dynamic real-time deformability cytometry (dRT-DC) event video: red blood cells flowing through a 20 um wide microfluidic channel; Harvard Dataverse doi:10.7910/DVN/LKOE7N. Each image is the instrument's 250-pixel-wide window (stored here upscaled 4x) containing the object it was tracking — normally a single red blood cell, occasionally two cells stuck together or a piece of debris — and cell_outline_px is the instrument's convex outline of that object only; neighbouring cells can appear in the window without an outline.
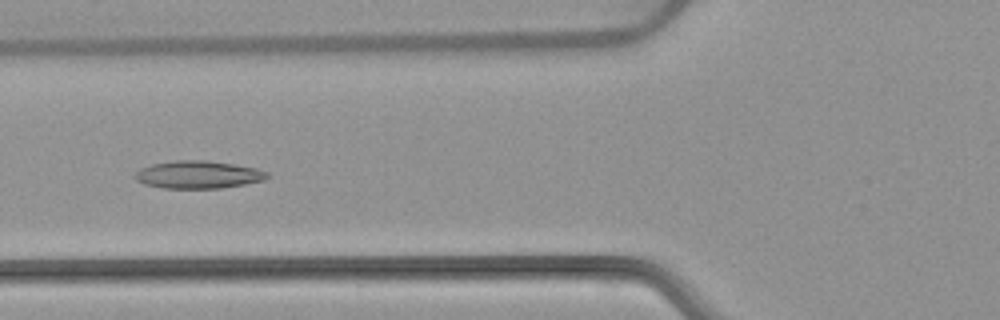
{"species": "common noctule bat (a hibernating species)", "species_latin": "Nyctalus noctula", "temperature_condition": "warm", "stored_images_in_passage": 53, "segment_of_instrument_passage": [1, 2], "camera_frame_rate_fps": 3000, "um_per_image_px": 0.085, "animal": {"sex": "female", "body_mass_g": 22.7, "forearm_length_mm": 54.2}, "frame": {"image": 1, "passage_image": 20, "time_ms": 6.333, "image_size_px": [1000, 320], "cell_outline_px": [[272, 176], [264, 180], [244, 184], [220, 188], [164, 188], [144, 184], [136, 180], [132, 176], [140, 168], [152, 164], [176, 160], [208, 160], [256, 168], [268, 172]], "centroid_in_image_um": [16.84, 14.84], "position_along_channel_um": 109.0, "area_um2": 21.39}}
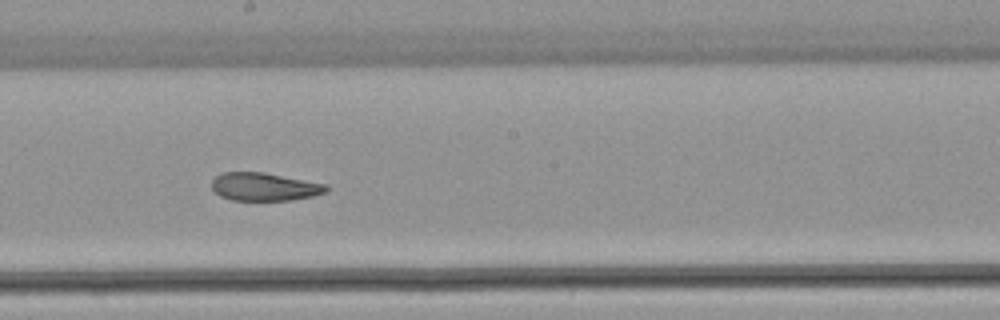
{"frame": {"image": 2, "passage_image": 29, "time_ms": 9.333, "image_size_px": [1000, 320], "cell_outline_px": [[328, 188], [324, 192], [312, 196], [292, 200], [232, 200], [220, 196], [212, 188], [212, 180], [220, 172], [264, 172], [328, 184]], "centroid_in_image_um": [22.46, 15.86], "position_along_channel_um": 225.7, "area_um2": 18.73}}
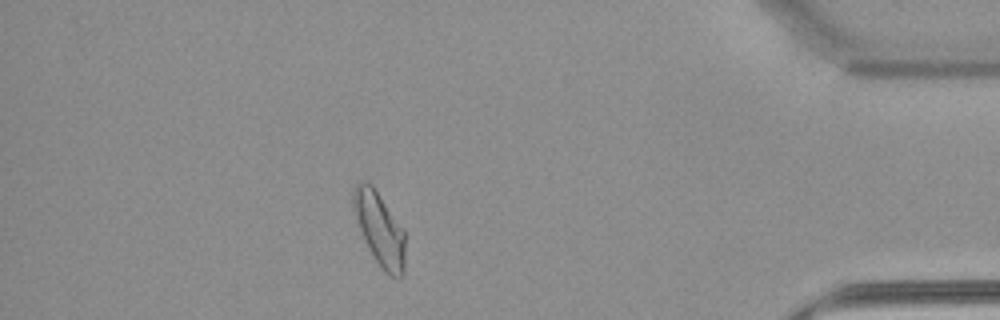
{"frame": {"image": 3, "passage_image": 46, "time_ms": 15.0, "image_size_px": [1000, 320], "cell_outline_px": [[404, 276], [392, 276], [376, 260], [360, 228], [352, 208], [352, 192], [356, 184], [360, 180], [364, 180], [372, 184], [404, 232]], "centroid_in_image_um": [32.24, 19.38], "position_along_channel_um": 403.0, "area_um2": 21.21}}